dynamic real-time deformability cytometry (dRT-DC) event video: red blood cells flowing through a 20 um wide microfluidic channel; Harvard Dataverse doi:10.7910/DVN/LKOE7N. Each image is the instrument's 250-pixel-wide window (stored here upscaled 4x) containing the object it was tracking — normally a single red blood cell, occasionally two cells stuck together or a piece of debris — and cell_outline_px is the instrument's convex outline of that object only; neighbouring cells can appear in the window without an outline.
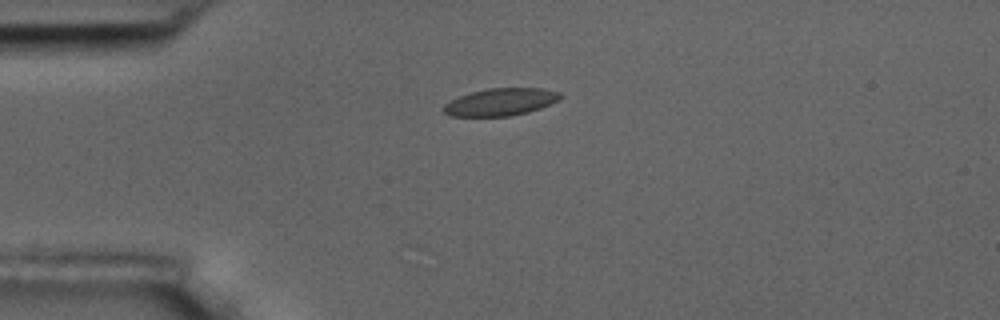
{"species": "common noctule bat (a hibernating species)", "species_latin": "Nyctalus noctula", "temperature_condition": "room temperature", "stored_images_in_passage": 12, "camera_frame_rate_fps": 3000, "um_per_image_px": 0.085, "animal": {"sex": "male", "body_mass_g": 17.5, "forearm_length_mm": 52.3}, "frame": {"image": 1, "passage_image": 1, "time_ms": 0.0, "image_size_px": [1000, 320], "cell_outline_px": [[564, 96], [560, 100], [540, 108], [528, 112], [512, 116], [452, 116], [444, 112], [440, 108], [444, 104], [460, 96], [472, 92], [488, 88], [540, 88], [560, 92]], "centroid_in_image_um": [42.58, 8.67], "position_along_channel_um": 42.4, "area_um2": 18.67}}
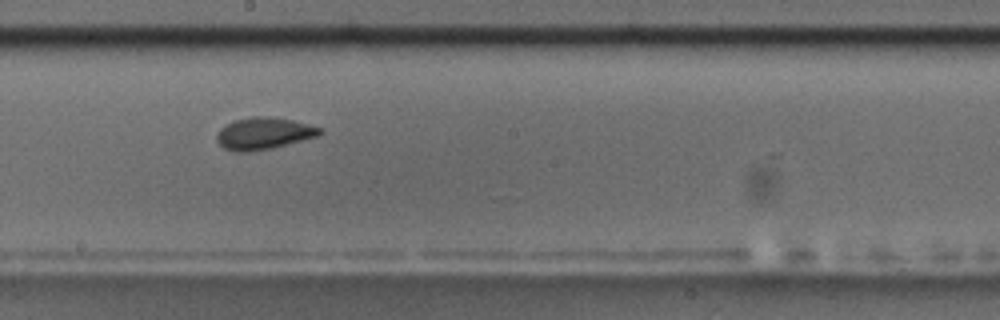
{"frame": {"image": 2, "passage_image": 6, "time_ms": 5.667, "image_size_px": [1000, 320], "cell_outline_px": [[324, 132], [320, 136], [272, 148], [248, 152], [236, 152], [224, 148], [216, 140], [216, 136], [220, 128], [232, 120], [252, 116], [268, 116], [292, 120], [324, 128]], "centroid_in_image_um": [22.44, 11.33], "position_along_channel_um": 225.8, "area_um2": 19.48}}
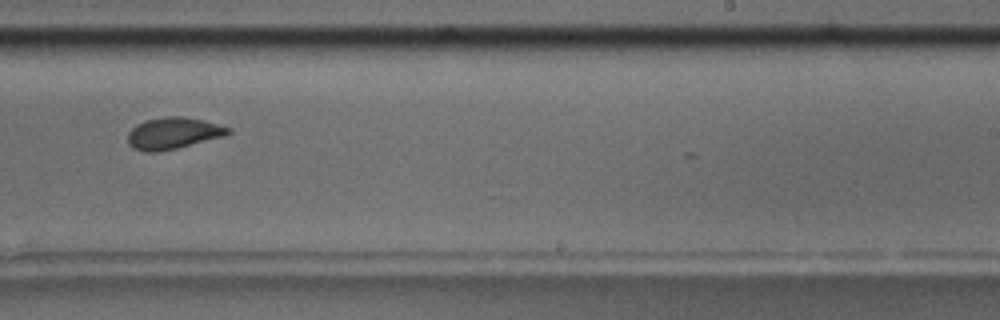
{"frame": {"image": 3, "passage_image": 7, "time_ms": 7.0, "image_size_px": [1000, 320], "cell_outline_px": [[232, 132], [224, 136], [160, 152], [144, 152], [132, 148], [128, 144], [128, 132], [136, 124], [144, 120], [164, 116], [184, 116], [204, 120], [232, 128]], "centroid_in_image_um": [14.7, 11.31], "position_along_channel_um": 274.3, "area_um2": 18.73}, "authors_computed_cell_mechanics": {"area_um2": 18.6694, "velocity_mm_per_s": 3.6365, "shape_relaxation_time_tau1_ms": 9.8969, "shape_relaxation_time_tau2_ms": 1.1492, "deformation_change_tau1": 0.1556, "deformation_change_tau2": 0.0359}}